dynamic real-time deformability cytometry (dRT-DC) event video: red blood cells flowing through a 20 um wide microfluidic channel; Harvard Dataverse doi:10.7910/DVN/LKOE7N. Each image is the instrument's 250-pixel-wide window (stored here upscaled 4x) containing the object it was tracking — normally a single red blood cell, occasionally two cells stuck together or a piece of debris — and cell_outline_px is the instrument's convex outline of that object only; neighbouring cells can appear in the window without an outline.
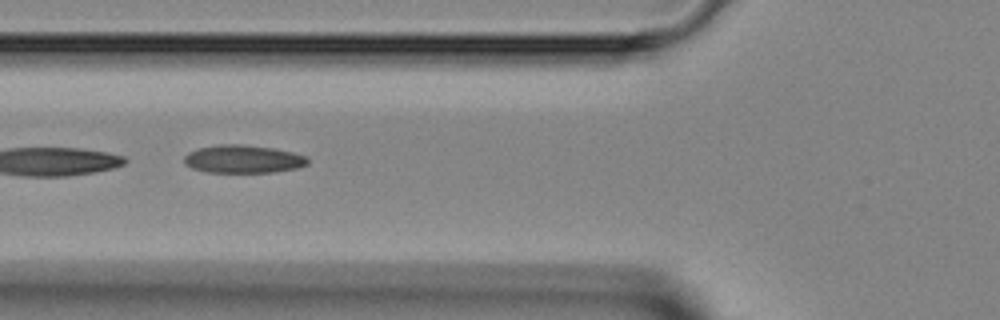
{"species": "Egyptian fruit bat (a non-hibernating species)", "species_latin": "Rousettus aegyptiacus", "temperature_condition": "room temperature", "stored_images_in_passage": 19, "camera_frame_rate_fps": 3000, "um_per_image_px": 0.085, "animal": {"sex": "female"}, "frame": {"image": 1, "passage_image": 17, "time_ms": 5.333, "image_size_px": [1000, 320], "cell_outline_px": [[308, 164], [300, 168], [272, 172], [208, 172], [192, 168], [184, 164], [184, 156], [188, 152], [200, 148], [220, 144], [240, 144], [272, 148], [292, 152], [308, 156]], "centroid_in_image_um": [20.69, 13.52], "position_along_channel_um": 105.1, "area_um2": 20.17}}